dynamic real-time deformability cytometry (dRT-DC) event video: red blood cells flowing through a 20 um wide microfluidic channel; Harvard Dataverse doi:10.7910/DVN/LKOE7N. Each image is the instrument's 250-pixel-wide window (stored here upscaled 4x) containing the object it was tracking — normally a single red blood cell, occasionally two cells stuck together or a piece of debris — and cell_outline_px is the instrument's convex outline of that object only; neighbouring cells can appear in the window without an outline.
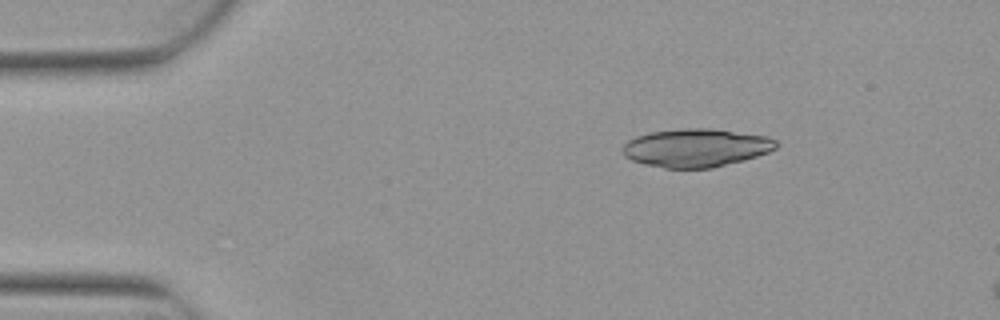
{"species": "Egyptian fruit bat (a non-hibernating species)", "species_latin": "Rousettus aegyptiacus", "temperature_condition": "warm", "stored_images_in_passage": 5, "segment_of_instrument_passage": [1, 2], "camera_frame_rate_fps": 3000, "um_per_image_px": 0.085, "animal": {"sex": "female"}, "frame": {"image": 1, "passage_image": 2, "time_ms": 0.333, "image_size_px": [1000, 320], "cell_outline_px": [[776, 148], [768, 152], [744, 160], [712, 168], [664, 168], [644, 164], [632, 160], [624, 156], [624, 144], [628, 140], [636, 136], [652, 132], [684, 128], [712, 128], [768, 136], [776, 140]], "centroid_in_image_um": [59.17, 12.56], "position_along_channel_um": 25.8, "area_um2": 34.16}}